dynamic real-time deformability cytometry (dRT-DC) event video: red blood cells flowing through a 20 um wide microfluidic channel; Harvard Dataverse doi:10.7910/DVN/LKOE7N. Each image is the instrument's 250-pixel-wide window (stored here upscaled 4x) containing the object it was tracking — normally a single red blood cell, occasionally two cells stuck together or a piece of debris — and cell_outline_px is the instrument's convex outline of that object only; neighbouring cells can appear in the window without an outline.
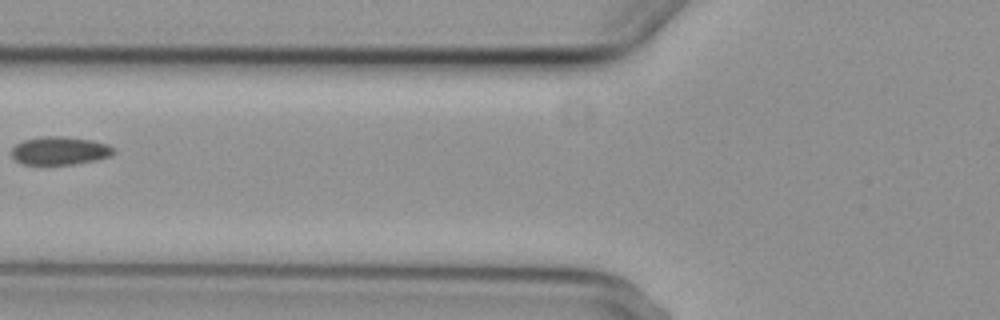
{"species": "common noctule bat (a hibernating species)", "species_latin": "Nyctalus noctula", "temperature_condition": "cold", "stored_images_in_passage": 4, "camera_frame_rate_fps": 3000, "um_per_image_px": 0.085, "animal": {"sex": "female", "body_mass_g": 29.2, "forearm_length_mm": 56.3}, "frame": {"image": 1, "passage_image": 3, "time_ms": 3.333, "image_size_px": [1000, 320], "cell_outline_px": [[116, 152], [112, 156], [96, 160], [72, 164], [20, 164], [12, 156], [12, 148], [16, 144], [24, 140], [44, 136], [64, 136], [92, 140], [108, 144], [116, 148]], "centroid_in_image_um": [5.13, 12.8], "position_along_channel_um": 120.7, "area_um2": 16.88}}
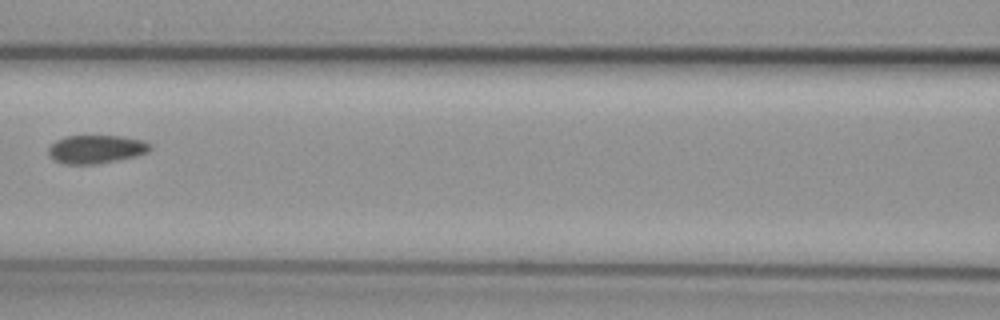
{"frame": {"image": 2, "passage_image": 4, "time_ms": 4.333, "image_size_px": [1000, 320], "cell_outline_px": [[152, 148], [148, 152], [136, 156], [96, 164], [64, 164], [48, 156], [48, 148], [56, 140], [64, 136], [124, 136], [144, 140], [152, 144]], "centroid_in_image_um": [8.19, 12.67], "position_along_channel_um": 158.4, "area_um2": 16.94}}